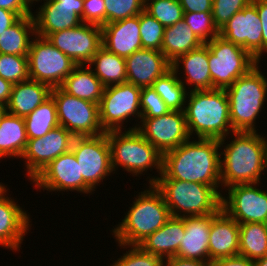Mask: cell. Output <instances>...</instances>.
<instances>
[{"instance_id": "1", "label": "cell", "mask_w": 267, "mask_h": 266, "mask_svg": "<svg viewBox=\"0 0 267 266\" xmlns=\"http://www.w3.org/2000/svg\"><path fill=\"white\" fill-rule=\"evenodd\" d=\"M189 139L163 154L162 173L147 176L149 184L158 179L198 182L212 187L221 186L220 141L218 139Z\"/></svg>"}, {"instance_id": "2", "label": "cell", "mask_w": 267, "mask_h": 266, "mask_svg": "<svg viewBox=\"0 0 267 266\" xmlns=\"http://www.w3.org/2000/svg\"><path fill=\"white\" fill-rule=\"evenodd\" d=\"M259 134L258 131H234L229 144L226 142L228 138L230 139L228 136L219 140L221 187L224 186L225 192H227L226 187L261 183L267 137Z\"/></svg>"}, {"instance_id": "3", "label": "cell", "mask_w": 267, "mask_h": 266, "mask_svg": "<svg viewBox=\"0 0 267 266\" xmlns=\"http://www.w3.org/2000/svg\"><path fill=\"white\" fill-rule=\"evenodd\" d=\"M184 113L192 139L221 140L234 132L225 89L188 91Z\"/></svg>"}, {"instance_id": "4", "label": "cell", "mask_w": 267, "mask_h": 266, "mask_svg": "<svg viewBox=\"0 0 267 266\" xmlns=\"http://www.w3.org/2000/svg\"><path fill=\"white\" fill-rule=\"evenodd\" d=\"M134 197L122 222L110 232L117 244L139 245L171 217L162 193L154 184Z\"/></svg>"}, {"instance_id": "5", "label": "cell", "mask_w": 267, "mask_h": 266, "mask_svg": "<svg viewBox=\"0 0 267 266\" xmlns=\"http://www.w3.org/2000/svg\"><path fill=\"white\" fill-rule=\"evenodd\" d=\"M259 63L225 89L233 131H257L255 122L267 100V77Z\"/></svg>"}, {"instance_id": "6", "label": "cell", "mask_w": 267, "mask_h": 266, "mask_svg": "<svg viewBox=\"0 0 267 266\" xmlns=\"http://www.w3.org/2000/svg\"><path fill=\"white\" fill-rule=\"evenodd\" d=\"M154 185L173 217L211 215L221 210V187L177 179H158Z\"/></svg>"}, {"instance_id": "7", "label": "cell", "mask_w": 267, "mask_h": 266, "mask_svg": "<svg viewBox=\"0 0 267 266\" xmlns=\"http://www.w3.org/2000/svg\"><path fill=\"white\" fill-rule=\"evenodd\" d=\"M106 132L111 150L113 172L120 166L132 176L140 177L153 168L162 173L163 155L137 130ZM153 167V168H152Z\"/></svg>"}, {"instance_id": "8", "label": "cell", "mask_w": 267, "mask_h": 266, "mask_svg": "<svg viewBox=\"0 0 267 266\" xmlns=\"http://www.w3.org/2000/svg\"><path fill=\"white\" fill-rule=\"evenodd\" d=\"M213 89H226L259 61L241 46L218 35L205 43Z\"/></svg>"}, {"instance_id": "9", "label": "cell", "mask_w": 267, "mask_h": 266, "mask_svg": "<svg viewBox=\"0 0 267 266\" xmlns=\"http://www.w3.org/2000/svg\"><path fill=\"white\" fill-rule=\"evenodd\" d=\"M29 78L48 85L60 87L64 79L77 66L47 38L35 35L27 55Z\"/></svg>"}, {"instance_id": "10", "label": "cell", "mask_w": 267, "mask_h": 266, "mask_svg": "<svg viewBox=\"0 0 267 266\" xmlns=\"http://www.w3.org/2000/svg\"><path fill=\"white\" fill-rule=\"evenodd\" d=\"M50 96L56 104L59 125L75 137L105 133L99 117V104L69 95L60 87L52 88Z\"/></svg>"}, {"instance_id": "11", "label": "cell", "mask_w": 267, "mask_h": 266, "mask_svg": "<svg viewBox=\"0 0 267 266\" xmlns=\"http://www.w3.org/2000/svg\"><path fill=\"white\" fill-rule=\"evenodd\" d=\"M141 89L128 82L104 88L99 102V117L105 132L123 131L124 122L133 116L141 121Z\"/></svg>"}, {"instance_id": "12", "label": "cell", "mask_w": 267, "mask_h": 266, "mask_svg": "<svg viewBox=\"0 0 267 266\" xmlns=\"http://www.w3.org/2000/svg\"><path fill=\"white\" fill-rule=\"evenodd\" d=\"M71 150L79 164L84 183L92 191H96L104 178L106 180L111 173L114 174L106 132L97 136L74 137Z\"/></svg>"}, {"instance_id": "13", "label": "cell", "mask_w": 267, "mask_h": 266, "mask_svg": "<svg viewBox=\"0 0 267 266\" xmlns=\"http://www.w3.org/2000/svg\"><path fill=\"white\" fill-rule=\"evenodd\" d=\"M138 123L127 130H137L162 155L191 139L184 111H169L160 117L141 118Z\"/></svg>"}, {"instance_id": "14", "label": "cell", "mask_w": 267, "mask_h": 266, "mask_svg": "<svg viewBox=\"0 0 267 266\" xmlns=\"http://www.w3.org/2000/svg\"><path fill=\"white\" fill-rule=\"evenodd\" d=\"M259 185L260 182L226 188L228 195L222 194L221 209L238 224L267 223V190L257 188Z\"/></svg>"}, {"instance_id": "15", "label": "cell", "mask_w": 267, "mask_h": 266, "mask_svg": "<svg viewBox=\"0 0 267 266\" xmlns=\"http://www.w3.org/2000/svg\"><path fill=\"white\" fill-rule=\"evenodd\" d=\"M74 135L61 125L45 136L28 139L20 157L25 161L26 176L32 181L51 161L71 150Z\"/></svg>"}, {"instance_id": "16", "label": "cell", "mask_w": 267, "mask_h": 266, "mask_svg": "<svg viewBox=\"0 0 267 266\" xmlns=\"http://www.w3.org/2000/svg\"><path fill=\"white\" fill-rule=\"evenodd\" d=\"M48 41L77 65H87L102 46V28L81 23L79 26L49 34Z\"/></svg>"}, {"instance_id": "17", "label": "cell", "mask_w": 267, "mask_h": 266, "mask_svg": "<svg viewBox=\"0 0 267 266\" xmlns=\"http://www.w3.org/2000/svg\"><path fill=\"white\" fill-rule=\"evenodd\" d=\"M31 182L43 191L93 193L80 175L79 164L72 150L51 161Z\"/></svg>"}, {"instance_id": "18", "label": "cell", "mask_w": 267, "mask_h": 266, "mask_svg": "<svg viewBox=\"0 0 267 266\" xmlns=\"http://www.w3.org/2000/svg\"><path fill=\"white\" fill-rule=\"evenodd\" d=\"M262 23L251 2L235 13L219 30V35L247 50L260 62L262 57Z\"/></svg>"}, {"instance_id": "19", "label": "cell", "mask_w": 267, "mask_h": 266, "mask_svg": "<svg viewBox=\"0 0 267 266\" xmlns=\"http://www.w3.org/2000/svg\"><path fill=\"white\" fill-rule=\"evenodd\" d=\"M8 190L4 185L0 188V245L16 252L30 231L31 219L30 214L7 195Z\"/></svg>"}, {"instance_id": "20", "label": "cell", "mask_w": 267, "mask_h": 266, "mask_svg": "<svg viewBox=\"0 0 267 266\" xmlns=\"http://www.w3.org/2000/svg\"><path fill=\"white\" fill-rule=\"evenodd\" d=\"M127 82L138 87L152 86L153 82L172 68L165 55L154 49H140L125 58Z\"/></svg>"}, {"instance_id": "21", "label": "cell", "mask_w": 267, "mask_h": 266, "mask_svg": "<svg viewBox=\"0 0 267 266\" xmlns=\"http://www.w3.org/2000/svg\"><path fill=\"white\" fill-rule=\"evenodd\" d=\"M102 28V46L108 51L128 57L142 49L139 15L107 23Z\"/></svg>"}, {"instance_id": "22", "label": "cell", "mask_w": 267, "mask_h": 266, "mask_svg": "<svg viewBox=\"0 0 267 266\" xmlns=\"http://www.w3.org/2000/svg\"><path fill=\"white\" fill-rule=\"evenodd\" d=\"M208 247L209 262L239 253V224L222 209L216 214H211Z\"/></svg>"}, {"instance_id": "23", "label": "cell", "mask_w": 267, "mask_h": 266, "mask_svg": "<svg viewBox=\"0 0 267 266\" xmlns=\"http://www.w3.org/2000/svg\"><path fill=\"white\" fill-rule=\"evenodd\" d=\"M209 49L206 44L190 52L180 55L174 62L172 68L176 73L184 70L183 77L179 80L186 87L190 86L191 91L212 90V80L209 69ZM183 65L180 67V65ZM180 67V68H179ZM182 68V69H181ZM180 69V70H179ZM183 78V79H181ZM193 86V87H192Z\"/></svg>"}, {"instance_id": "24", "label": "cell", "mask_w": 267, "mask_h": 266, "mask_svg": "<svg viewBox=\"0 0 267 266\" xmlns=\"http://www.w3.org/2000/svg\"><path fill=\"white\" fill-rule=\"evenodd\" d=\"M211 215L185 217V234L179 245L176 257L209 261V233Z\"/></svg>"}, {"instance_id": "25", "label": "cell", "mask_w": 267, "mask_h": 266, "mask_svg": "<svg viewBox=\"0 0 267 266\" xmlns=\"http://www.w3.org/2000/svg\"><path fill=\"white\" fill-rule=\"evenodd\" d=\"M184 234L185 217L171 216L162 227L144 239L138 246L144 251L166 260L177 255Z\"/></svg>"}, {"instance_id": "26", "label": "cell", "mask_w": 267, "mask_h": 266, "mask_svg": "<svg viewBox=\"0 0 267 266\" xmlns=\"http://www.w3.org/2000/svg\"><path fill=\"white\" fill-rule=\"evenodd\" d=\"M42 4L37 12L32 13L38 36L46 38L51 33L70 29L82 23L77 15V8L55 7L50 0Z\"/></svg>"}, {"instance_id": "27", "label": "cell", "mask_w": 267, "mask_h": 266, "mask_svg": "<svg viewBox=\"0 0 267 266\" xmlns=\"http://www.w3.org/2000/svg\"><path fill=\"white\" fill-rule=\"evenodd\" d=\"M50 94L51 88L48 85L30 78L13 84L10 99L6 105L7 112L24 118L49 98Z\"/></svg>"}, {"instance_id": "28", "label": "cell", "mask_w": 267, "mask_h": 266, "mask_svg": "<svg viewBox=\"0 0 267 266\" xmlns=\"http://www.w3.org/2000/svg\"><path fill=\"white\" fill-rule=\"evenodd\" d=\"M60 88L69 95L99 104L104 86L88 65H77Z\"/></svg>"}, {"instance_id": "29", "label": "cell", "mask_w": 267, "mask_h": 266, "mask_svg": "<svg viewBox=\"0 0 267 266\" xmlns=\"http://www.w3.org/2000/svg\"><path fill=\"white\" fill-rule=\"evenodd\" d=\"M27 142L24 118L7 112L0 122V158L20 159Z\"/></svg>"}, {"instance_id": "30", "label": "cell", "mask_w": 267, "mask_h": 266, "mask_svg": "<svg viewBox=\"0 0 267 266\" xmlns=\"http://www.w3.org/2000/svg\"><path fill=\"white\" fill-rule=\"evenodd\" d=\"M203 44L182 19L172 26L165 27L161 52L172 63L180 55L197 49Z\"/></svg>"}, {"instance_id": "31", "label": "cell", "mask_w": 267, "mask_h": 266, "mask_svg": "<svg viewBox=\"0 0 267 266\" xmlns=\"http://www.w3.org/2000/svg\"><path fill=\"white\" fill-rule=\"evenodd\" d=\"M35 35L33 16L21 17L0 35V53L27 56Z\"/></svg>"}, {"instance_id": "32", "label": "cell", "mask_w": 267, "mask_h": 266, "mask_svg": "<svg viewBox=\"0 0 267 266\" xmlns=\"http://www.w3.org/2000/svg\"><path fill=\"white\" fill-rule=\"evenodd\" d=\"M88 66L104 87L127 82L125 58L108 51L103 46L98 49Z\"/></svg>"}, {"instance_id": "33", "label": "cell", "mask_w": 267, "mask_h": 266, "mask_svg": "<svg viewBox=\"0 0 267 266\" xmlns=\"http://www.w3.org/2000/svg\"><path fill=\"white\" fill-rule=\"evenodd\" d=\"M238 255L251 260L267 255V223L239 224Z\"/></svg>"}, {"instance_id": "34", "label": "cell", "mask_w": 267, "mask_h": 266, "mask_svg": "<svg viewBox=\"0 0 267 266\" xmlns=\"http://www.w3.org/2000/svg\"><path fill=\"white\" fill-rule=\"evenodd\" d=\"M178 75L171 68L163 76L157 78L151 86L164 100L170 111H184L189 91L179 80Z\"/></svg>"}, {"instance_id": "35", "label": "cell", "mask_w": 267, "mask_h": 266, "mask_svg": "<svg viewBox=\"0 0 267 266\" xmlns=\"http://www.w3.org/2000/svg\"><path fill=\"white\" fill-rule=\"evenodd\" d=\"M28 139L45 136L51 129L59 126L56 104L50 96L33 112L24 117Z\"/></svg>"}, {"instance_id": "36", "label": "cell", "mask_w": 267, "mask_h": 266, "mask_svg": "<svg viewBox=\"0 0 267 266\" xmlns=\"http://www.w3.org/2000/svg\"><path fill=\"white\" fill-rule=\"evenodd\" d=\"M144 10L164 27L176 24L184 14L179 0H145Z\"/></svg>"}, {"instance_id": "37", "label": "cell", "mask_w": 267, "mask_h": 266, "mask_svg": "<svg viewBox=\"0 0 267 266\" xmlns=\"http://www.w3.org/2000/svg\"><path fill=\"white\" fill-rule=\"evenodd\" d=\"M139 25L142 49L161 51L165 27L145 10L139 14Z\"/></svg>"}, {"instance_id": "38", "label": "cell", "mask_w": 267, "mask_h": 266, "mask_svg": "<svg viewBox=\"0 0 267 266\" xmlns=\"http://www.w3.org/2000/svg\"><path fill=\"white\" fill-rule=\"evenodd\" d=\"M0 77L12 84L29 79L27 56L0 53Z\"/></svg>"}, {"instance_id": "39", "label": "cell", "mask_w": 267, "mask_h": 266, "mask_svg": "<svg viewBox=\"0 0 267 266\" xmlns=\"http://www.w3.org/2000/svg\"><path fill=\"white\" fill-rule=\"evenodd\" d=\"M183 20L204 44L219 35L211 12L184 13Z\"/></svg>"}, {"instance_id": "40", "label": "cell", "mask_w": 267, "mask_h": 266, "mask_svg": "<svg viewBox=\"0 0 267 266\" xmlns=\"http://www.w3.org/2000/svg\"><path fill=\"white\" fill-rule=\"evenodd\" d=\"M104 2L105 24L139 15L145 6V0H104Z\"/></svg>"}, {"instance_id": "41", "label": "cell", "mask_w": 267, "mask_h": 266, "mask_svg": "<svg viewBox=\"0 0 267 266\" xmlns=\"http://www.w3.org/2000/svg\"><path fill=\"white\" fill-rule=\"evenodd\" d=\"M117 246L123 250L124 248H129V250L116 261H113L110 266H164V259L144 251L138 245L118 244Z\"/></svg>"}, {"instance_id": "42", "label": "cell", "mask_w": 267, "mask_h": 266, "mask_svg": "<svg viewBox=\"0 0 267 266\" xmlns=\"http://www.w3.org/2000/svg\"><path fill=\"white\" fill-rule=\"evenodd\" d=\"M140 108L141 118H156L170 111L164 100L151 86L141 89Z\"/></svg>"}, {"instance_id": "43", "label": "cell", "mask_w": 267, "mask_h": 266, "mask_svg": "<svg viewBox=\"0 0 267 266\" xmlns=\"http://www.w3.org/2000/svg\"><path fill=\"white\" fill-rule=\"evenodd\" d=\"M251 2L252 0H213L211 13L215 26L220 30L235 13Z\"/></svg>"}, {"instance_id": "44", "label": "cell", "mask_w": 267, "mask_h": 266, "mask_svg": "<svg viewBox=\"0 0 267 266\" xmlns=\"http://www.w3.org/2000/svg\"><path fill=\"white\" fill-rule=\"evenodd\" d=\"M82 23L97 26L105 25V2L104 0H83Z\"/></svg>"}, {"instance_id": "45", "label": "cell", "mask_w": 267, "mask_h": 266, "mask_svg": "<svg viewBox=\"0 0 267 266\" xmlns=\"http://www.w3.org/2000/svg\"><path fill=\"white\" fill-rule=\"evenodd\" d=\"M262 23V56L267 53V0H252ZM265 53V54H264Z\"/></svg>"}, {"instance_id": "46", "label": "cell", "mask_w": 267, "mask_h": 266, "mask_svg": "<svg viewBox=\"0 0 267 266\" xmlns=\"http://www.w3.org/2000/svg\"><path fill=\"white\" fill-rule=\"evenodd\" d=\"M0 8L15 12L20 17L32 15L30 5L26 0H0Z\"/></svg>"}, {"instance_id": "47", "label": "cell", "mask_w": 267, "mask_h": 266, "mask_svg": "<svg viewBox=\"0 0 267 266\" xmlns=\"http://www.w3.org/2000/svg\"><path fill=\"white\" fill-rule=\"evenodd\" d=\"M184 13L211 12L213 0H179Z\"/></svg>"}, {"instance_id": "48", "label": "cell", "mask_w": 267, "mask_h": 266, "mask_svg": "<svg viewBox=\"0 0 267 266\" xmlns=\"http://www.w3.org/2000/svg\"><path fill=\"white\" fill-rule=\"evenodd\" d=\"M209 266H254V260L241 255H236L211 260Z\"/></svg>"}, {"instance_id": "49", "label": "cell", "mask_w": 267, "mask_h": 266, "mask_svg": "<svg viewBox=\"0 0 267 266\" xmlns=\"http://www.w3.org/2000/svg\"><path fill=\"white\" fill-rule=\"evenodd\" d=\"M20 18L15 12L0 8V35Z\"/></svg>"}, {"instance_id": "50", "label": "cell", "mask_w": 267, "mask_h": 266, "mask_svg": "<svg viewBox=\"0 0 267 266\" xmlns=\"http://www.w3.org/2000/svg\"><path fill=\"white\" fill-rule=\"evenodd\" d=\"M164 266H209V261L183 259L174 256L166 259Z\"/></svg>"}, {"instance_id": "51", "label": "cell", "mask_w": 267, "mask_h": 266, "mask_svg": "<svg viewBox=\"0 0 267 266\" xmlns=\"http://www.w3.org/2000/svg\"><path fill=\"white\" fill-rule=\"evenodd\" d=\"M55 7L77 8V15L82 17L83 0H50Z\"/></svg>"}, {"instance_id": "52", "label": "cell", "mask_w": 267, "mask_h": 266, "mask_svg": "<svg viewBox=\"0 0 267 266\" xmlns=\"http://www.w3.org/2000/svg\"><path fill=\"white\" fill-rule=\"evenodd\" d=\"M13 84L0 77V103L7 105L12 92Z\"/></svg>"}, {"instance_id": "53", "label": "cell", "mask_w": 267, "mask_h": 266, "mask_svg": "<svg viewBox=\"0 0 267 266\" xmlns=\"http://www.w3.org/2000/svg\"><path fill=\"white\" fill-rule=\"evenodd\" d=\"M254 266H267V255L254 260Z\"/></svg>"}, {"instance_id": "54", "label": "cell", "mask_w": 267, "mask_h": 266, "mask_svg": "<svg viewBox=\"0 0 267 266\" xmlns=\"http://www.w3.org/2000/svg\"><path fill=\"white\" fill-rule=\"evenodd\" d=\"M6 113H7V106L0 103V122Z\"/></svg>"}, {"instance_id": "55", "label": "cell", "mask_w": 267, "mask_h": 266, "mask_svg": "<svg viewBox=\"0 0 267 266\" xmlns=\"http://www.w3.org/2000/svg\"><path fill=\"white\" fill-rule=\"evenodd\" d=\"M266 169H267V139H266V147H265V152H264V170Z\"/></svg>"}, {"instance_id": "56", "label": "cell", "mask_w": 267, "mask_h": 266, "mask_svg": "<svg viewBox=\"0 0 267 266\" xmlns=\"http://www.w3.org/2000/svg\"><path fill=\"white\" fill-rule=\"evenodd\" d=\"M28 2V4L30 5V7L32 6L33 7V3H38V1H42V0H26ZM43 1H46V0H43Z\"/></svg>"}]
</instances>
